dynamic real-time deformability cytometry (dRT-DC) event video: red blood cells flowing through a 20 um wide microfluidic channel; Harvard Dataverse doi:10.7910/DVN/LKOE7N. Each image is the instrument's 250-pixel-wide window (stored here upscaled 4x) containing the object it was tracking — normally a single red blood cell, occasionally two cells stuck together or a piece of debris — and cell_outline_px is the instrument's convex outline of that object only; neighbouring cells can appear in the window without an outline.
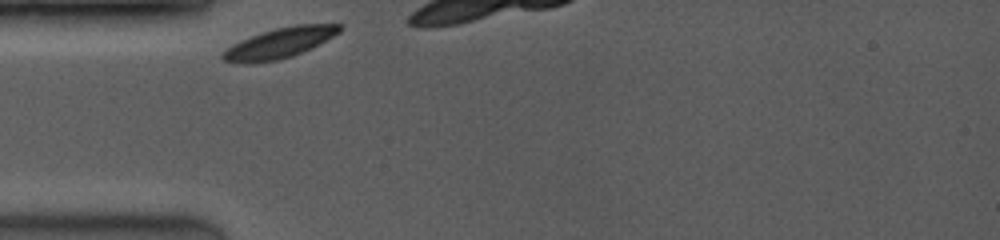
{"species": "common noctule bat (a hibernating species)", "species_latin": "Nyctalus noctula", "temperature_condition": "room temperature", "stored_images_in_passage": 19, "camera_frame_rate_fps": 3500, "um_per_image_px": 0.085, "animal": {"sex": "female", "body_mass_g": 19.0, "forearm_length_mm": 53.3}, "frame": {"image": 1, "passage_image": 1, "time_ms": 0.0, "image_size_px": [1000, 240], "cell_outline_px": [[344, 28], [340, 32], [312, 48], [292, 56], [276, 60], [252, 64], [248, 64], [224, 60], [220, 56], [232, 44], [240, 40], [276, 28], [296, 24], [344, 24]], "centroid_in_image_um": [23.81, 3.65], "position_along_channel_um": 61.2, "area_um2": 20.52}}
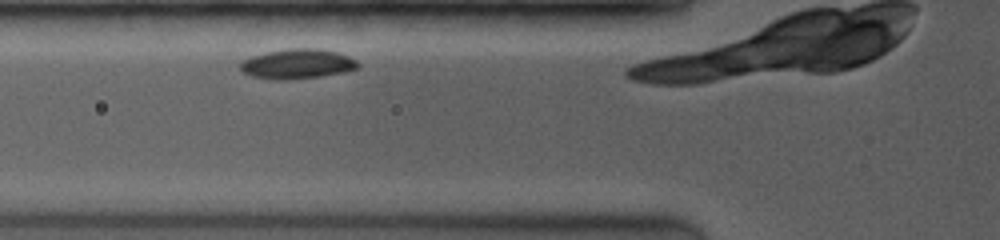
{"frame": {"image": 2, "passage_image": 6, "time_ms": 1.143, "image_size_px": [1000, 240], "cell_outline_px": [[360, 64], [356, 68], [344, 72], [320, 76], [288, 80], [276, 80], [252, 76], [244, 72], [240, 68], [240, 60], [252, 56], [268, 52], [288, 48], [324, 48], [348, 56], [356, 60]], "centroid_in_image_um": [25.27, 5.42], "position_along_channel_um": 100.5, "area_um2": 20.46}}